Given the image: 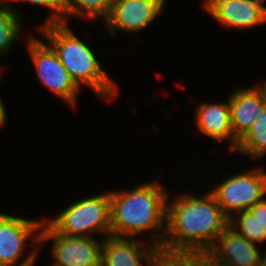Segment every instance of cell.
Here are the masks:
<instances>
[{"mask_svg":"<svg viewBox=\"0 0 266 266\" xmlns=\"http://www.w3.org/2000/svg\"><path fill=\"white\" fill-rule=\"evenodd\" d=\"M205 191L201 196L190 192L180 193L173 201H170L173 194L169 192L166 235L161 249L208 253L214 247L218 237L228 227L229 218L215 197Z\"/></svg>","mask_w":266,"mask_h":266,"instance_id":"6da1fadb","label":"cell"},{"mask_svg":"<svg viewBox=\"0 0 266 266\" xmlns=\"http://www.w3.org/2000/svg\"><path fill=\"white\" fill-rule=\"evenodd\" d=\"M157 180L141 182L130 191H109L112 236L136 239L149 233V243L158 249L162 246L169 193Z\"/></svg>","mask_w":266,"mask_h":266,"instance_id":"7a4b0ae2","label":"cell"},{"mask_svg":"<svg viewBox=\"0 0 266 266\" xmlns=\"http://www.w3.org/2000/svg\"><path fill=\"white\" fill-rule=\"evenodd\" d=\"M37 28L80 89L86 85L109 102L117 97V83L101 68L96 51L76 36L68 23L39 24Z\"/></svg>","mask_w":266,"mask_h":266,"instance_id":"3957f363","label":"cell"},{"mask_svg":"<svg viewBox=\"0 0 266 266\" xmlns=\"http://www.w3.org/2000/svg\"><path fill=\"white\" fill-rule=\"evenodd\" d=\"M44 220L61 235L94 237V234H101L104 239L111 235L109 191L81 198L66 206L53 219L44 217Z\"/></svg>","mask_w":266,"mask_h":266,"instance_id":"277c9868","label":"cell"},{"mask_svg":"<svg viewBox=\"0 0 266 266\" xmlns=\"http://www.w3.org/2000/svg\"><path fill=\"white\" fill-rule=\"evenodd\" d=\"M43 219L32 220L0 212V266L35 264L40 251V231ZM27 241L32 249L23 256ZM23 256V257H22Z\"/></svg>","mask_w":266,"mask_h":266,"instance_id":"5b68a950","label":"cell"},{"mask_svg":"<svg viewBox=\"0 0 266 266\" xmlns=\"http://www.w3.org/2000/svg\"><path fill=\"white\" fill-rule=\"evenodd\" d=\"M258 167L229 174L209 190L228 218L266 198V171Z\"/></svg>","mask_w":266,"mask_h":266,"instance_id":"8992f818","label":"cell"},{"mask_svg":"<svg viewBox=\"0 0 266 266\" xmlns=\"http://www.w3.org/2000/svg\"><path fill=\"white\" fill-rule=\"evenodd\" d=\"M26 38L27 53L39 82L67 105L69 104L71 108L75 105L77 107L78 94L82 90L61 64L57 54L47 43L36 36L29 34Z\"/></svg>","mask_w":266,"mask_h":266,"instance_id":"52a82bcc","label":"cell"},{"mask_svg":"<svg viewBox=\"0 0 266 266\" xmlns=\"http://www.w3.org/2000/svg\"><path fill=\"white\" fill-rule=\"evenodd\" d=\"M52 240L49 266H101L103 238L65 236L57 233L45 220L40 231V250Z\"/></svg>","mask_w":266,"mask_h":266,"instance_id":"ba28073f","label":"cell"},{"mask_svg":"<svg viewBox=\"0 0 266 266\" xmlns=\"http://www.w3.org/2000/svg\"><path fill=\"white\" fill-rule=\"evenodd\" d=\"M164 8L158 0H113L110 13L103 23L112 37L118 30L139 33L153 24Z\"/></svg>","mask_w":266,"mask_h":266,"instance_id":"9c48e42d","label":"cell"},{"mask_svg":"<svg viewBox=\"0 0 266 266\" xmlns=\"http://www.w3.org/2000/svg\"><path fill=\"white\" fill-rule=\"evenodd\" d=\"M266 0H205L202 8L229 29H250L266 24Z\"/></svg>","mask_w":266,"mask_h":266,"instance_id":"30bf717a","label":"cell"},{"mask_svg":"<svg viewBox=\"0 0 266 266\" xmlns=\"http://www.w3.org/2000/svg\"><path fill=\"white\" fill-rule=\"evenodd\" d=\"M150 240L109 235L103 239L101 266H153L157 247Z\"/></svg>","mask_w":266,"mask_h":266,"instance_id":"8fae6325","label":"cell"},{"mask_svg":"<svg viewBox=\"0 0 266 266\" xmlns=\"http://www.w3.org/2000/svg\"><path fill=\"white\" fill-rule=\"evenodd\" d=\"M229 95L230 121L239 141L251 128L266 104V81L251 87L236 88Z\"/></svg>","mask_w":266,"mask_h":266,"instance_id":"7c38bea8","label":"cell"},{"mask_svg":"<svg viewBox=\"0 0 266 266\" xmlns=\"http://www.w3.org/2000/svg\"><path fill=\"white\" fill-rule=\"evenodd\" d=\"M257 245L228 226L208 254L219 266H257L263 255Z\"/></svg>","mask_w":266,"mask_h":266,"instance_id":"4fadbf2b","label":"cell"},{"mask_svg":"<svg viewBox=\"0 0 266 266\" xmlns=\"http://www.w3.org/2000/svg\"><path fill=\"white\" fill-rule=\"evenodd\" d=\"M226 102L198 104L194 120L199 132L216 141L229 140L230 154L234 153L238 140L234 137L230 121L229 95Z\"/></svg>","mask_w":266,"mask_h":266,"instance_id":"5bb4252c","label":"cell"},{"mask_svg":"<svg viewBox=\"0 0 266 266\" xmlns=\"http://www.w3.org/2000/svg\"><path fill=\"white\" fill-rule=\"evenodd\" d=\"M247 155L251 160L266 156V104L247 133L238 141L236 152Z\"/></svg>","mask_w":266,"mask_h":266,"instance_id":"9a60e30c","label":"cell"},{"mask_svg":"<svg viewBox=\"0 0 266 266\" xmlns=\"http://www.w3.org/2000/svg\"><path fill=\"white\" fill-rule=\"evenodd\" d=\"M23 19L3 1L0 3V57L10 53L11 48L21 39ZM4 55V56H3Z\"/></svg>","mask_w":266,"mask_h":266,"instance_id":"2e32d148","label":"cell"},{"mask_svg":"<svg viewBox=\"0 0 266 266\" xmlns=\"http://www.w3.org/2000/svg\"><path fill=\"white\" fill-rule=\"evenodd\" d=\"M113 0H64L63 22L67 23V18H100L105 20L111 10Z\"/></svg>","mask_w":266,"mask_h":266,"instance_id":"e0dca14e","label":"cell"},{"mask_svg":"<svg viewBox=\"0 0 266 266\" xmlns=\"http://www.w3.org/2000/svg\"><path fill=\"white\" fill-rule=\"evenodd\" d=\"M228 226L251 242L261 244L266 241V227L250 210L233 214Z\"/></svg>","mask_w":266,"mask_h":266,"instance_id":"ac0fdd59","label":"cell"},{"mask_svg":"<svg viewBox=\"0 0 266 266\" xmlns=\"http://www.w3.org/2000/svg\"><path fill=\"white\" fill-rule=\"evenodd\" d=\"M4 3L8 4L20 18H25L22 16L18 8L14 6L13 3H30L35 6H42L49 9L50 14L47 19L41 25H46L50 23H61L64 17V0H2Z\"/></svg>","mask_w":266,"mask_h":266,"instance_id":"d6986e66","label":"cell"},{"mask_svg":"<svg viewBox=\"0 0 266 266\" xmlns=\"http://www.w3.org/2000/svg\"><path fill=\"white\" fill-rule=\"evenodd\" d=\"M153 266H193V252H172L159 248Z\"/></svg>","mask_w":266,"mask_h":266,"instance_id":"ffe728a7","label":"cell"},{"mask_svg":"<svg viewBox=\"0 0 266 266\" xmlns=\"http://www.w3.org/2000/svg\"><path fill=\"white\" fill-rule=\"evenodd\" d=\"M193 266H219V265L208 253L193 252Z\"/></svg>","mask_w":266,"mask_h":266,"instance_id":"44dd1931","label":"cell"},{"mask_svg":"<svg viewBox=\"0 0 266 266\" xmlns=\"http://www.w3.org/2000/svg\"><path fill=\"white\" fill-rule=\"evenodd\" d=\"M255 217L266 227V198L249 209Z\"/></svg>","mask_w":266,"mask_h":266,"instance_id":"7402d4cb","label":"cell"},{"mask_svg":"<svg viewBox=\"0 0 266 266\" xmlns=\"http://www.w3.org/2000/svg\"><path fill=\"white\" fill-rule=\"evenodd\" d=\"M3 75L0 74V77ZM1 79V78H0ZM6 106L4 105V102L2 101V97L0 96V129L4 128L6 122H7V110L5 108Z\"/></svg>","mask_w":266,"mask_h":266,"instance_id":"603a6c76","label":"cell"},{"mask_svg":"<svg viewBox=\"0 0 266 266\" xmlns=\"http://www.w3.org/2000/svg\"><path fill=\"white\" fill-rule=\"evenodd\" d=\"M257 266H266V251L265 253L262 255L259 264Z\"/></svg>","mask_w":266,"mask_h":266,"instance_id":"cb8c5ba5","label":"cell"},{"mask_svg":"<svg viewBox=\"0 0 266 266\" xmlns=\"http://www.w3.org/2000/svg\"><path fill=\"white\" fill-rule=\"evenodd\" d=\"M5 67H6V65L5 66L0 65V74L4 73V70L6 69Z\"/></svg>","mask_w":266,"mask_h":266,"instance_id":"d4e9b609","label":"cell"},{"mask_svg":"<svg viewBox=\"0 0 266 266\" xmlns=\"http://www.w3.org/2000/svg\"><path fill=\"white\" fill-rule=\"evenodd\" d=\"M158 1H160L164 6H166V0H158Z\"/></svg>","mask_w":266,"mask_h":266,"instance_id":"484cf974","label":"cell"}]
</instances>
